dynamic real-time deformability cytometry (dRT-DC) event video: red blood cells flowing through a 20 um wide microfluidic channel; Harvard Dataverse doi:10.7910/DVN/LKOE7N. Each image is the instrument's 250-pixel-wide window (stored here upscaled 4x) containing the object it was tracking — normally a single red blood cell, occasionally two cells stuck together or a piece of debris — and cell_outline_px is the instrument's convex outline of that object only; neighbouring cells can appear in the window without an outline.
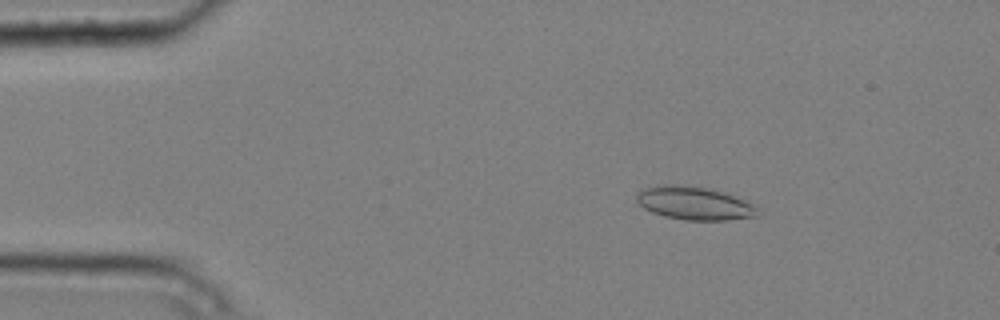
{"species": "common noctule bat (a hibernating species)", "species_latin": "Nyctalus noctula", "temperature_condition": "cold", "stored_images_in_passage": 5, "camera_frame_rate_fps": 3000, "um_per_image_px": 0.085, "animal": {"sex": "male", "body_mass_g": 20.4}, "frame": {"image": 1, "passage_image": 3, "time_ms": 0.667, "image_size_px": [1000, 320], "cell_outline_px": [[760, 216], [728, 220], [684, 220], [664, 216], [652, 212], [644, 208], [636, 200], [636, 192], [644, 188], [656, 184], [680, 184], [704, 188], [724, 192], [736, 196], [756, 204], [760, 208]], "centroid_in_image_um": [59.06, 17.27], "position_along_channel_um": 25.9, "area_um2": 23.93}}
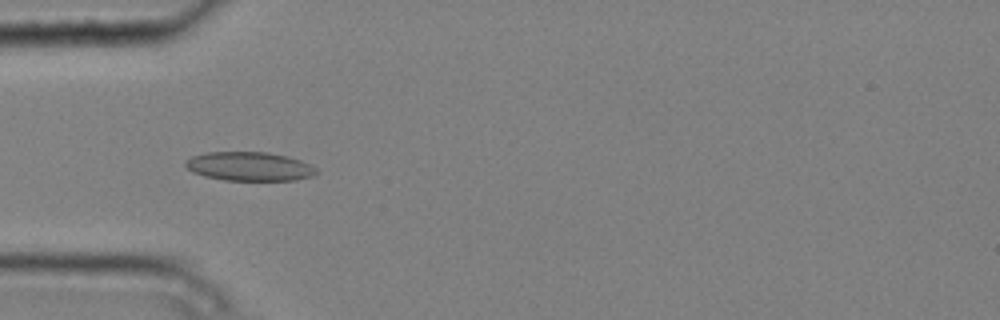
{"frame": {"image": 2, "passage_image": 5, "time_ms": 1.333, "image_size_px": [1000, 320], "cell_outline_px": [[320, 172], [312, 176], [296, 180], [224, 180], [204, 176], [192, 172], [184, 164], [184, 160], [192, 156], [208, 152], [268, 152], [288, 156], [300, 160], [316, 168]], "centroid_in_image_um": [21.19, 14.14], "position_along_channel_um": 63.8, "area_um2": 22.14}}